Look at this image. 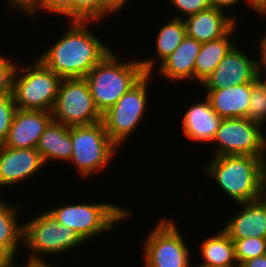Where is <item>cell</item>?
<instances>
[{"instance_id":"19","label":"cell","mask_w":266,"mask_h":267,"mask_svg":"<svg viewBox=\"0 0 266 267\" xmlns=\"http://www.w3.org/2000/svg\"><path fill=\"white\" fill-rule=\"evenodd\" d=\"M205 91L206 98L218 116L223 119L246 118L251 97V83Z\"/></svg>"},{"instance_id":"21","label":"cell","mask_w":266,"mask_h":267,"mask_svg":"<svg viewBox=\"0 0 266 267\" xmlns=\"http://www.w3.org/2000/svg\"><path fill=\"white\" fill-rule=\"evenodd\" d=\"M236 28L235 25L225 36L219 39L202 43L195 61V81H197L195 83L201 85L236 45L232 38Z\"/></svg>"},{"instance_id":"25","label":"cell","mask_w":266,"mask_h":267,"mask_svg":"<svg viewBox=\"0 0 266 267\" xmlns=\"http://www.w3.org/2000/svg\"><path fill=\"white\" fill-rule=\"evenodd\" d=\"M38 10L73 20V0H27L17 11L33 18Z\"/></svg>"},{"instance_id":"40","label":"cell","mask_w":266,"mask_h":267,"mask_svg":"<svg viewBox=\"0 0 266 267\" xmlns=\"http://www.w3.org/2000/svg\"><path fill=\"white\" fill-rule=\"evenodd\" d=\"M260 10H266V0H251Z\"/></svg>"},{"instance_id":"24","label":"cell","mask_w":266,"mask_h":267,"mask_svg":"<svg viewBox=\"0 0 266 267\" xmlns=\"http://www.w3.org/2000/svg\"><path fill=\"white\" fill-rule=\"evenodd\" d=\"M156 57L161 64L166 60L181 44L186 36V26L183 19L171 18L161 26L155 35Z\"/></svg>"},{"instance_id":"23","label":"cell","mask_w":266,"mask_h":267,"mask_svg":"<svg viewBox=\"0 0 266 267\" xmlns=\"http://www.w3.org/2000/svg\"><path fill=\"white\" fill-rule=\"evenodd\" d=\"M0 195V244L15 258L23 245L24 224L19 223L20 205L8 204ZM13 205V206H12ZM18 212V213H17ZM22 243V244H21ZM18 252V253H17Z\"/></svg>"},{"instance_id":"14","label":"cell","mask_w":266,"mask_h":267,"mask_svg":"<svg viewBox=\"0 0 266 267\" xmlns=\"http://www.w3.org/2000/svg\"><path fill=\"white\" fill-rule=\"evenodd\" d=\"M52 120L50 111L17 108L3 145L11 148H36L40 136Z\"/></svg>"},{"instance_id":"22","label":"cell","mask_w":266,"mask_h":267,"mask_svg":"<svg viewBox=\"0 0 266 267\" xmlns=\"http://www.w3.org/2000/svg\"><path fill=\"white\" fill-rule=\"evenodd\" d=\"M219 230L201 243V264L208 267H239L235 258L234 241L223 229Z\"/></svg>"},{"instance_id":"16","label":"cell","mask_w":266,"mask_h":267,"mask_svg":"<svg viewBox=\"0 0 266 267\" xmlns=\"http://www.w3.org/2000/svg\"><path fill=\"white\" fill-rule=\"evenodd\" d=\"M222 120L205 97L204 102L199 101L186 109L181 122L183 134L191 142L212 143Z\"/></svg>"},{"instance_id":"30","label":"cell","mask_w":266,"mask_h":267,"mask_svg":"<svg viewBox=\"0 0 266 267\" xmlns=\"http://www.w3.org/2000/svg\"><path fill=\"white\" fill-rule=\"evenodd\" d=\"M0 55V96L12 94L13 75L17 62ZM15 62V63H14Z\"/></svg>"},{"instance_id":"8","label":"cell","mask_w":266,"mask_h":267,"mask_svg":"<svg viewBox=\"0 0 266 267\" xmlns=\"http://www.w3.org/2000/svg\"><path fill=\"white\" fill-rule=\"evenodd\" d=\"M151 76L152 74H145L102 114L105 130L118 147L124 145L126 139L138 128L148 111L149 81L154 79Z\"/></svg>"},{"instance_id":"1","label":"cell","mask_w":266,"mask_h":267,"mask_svg":"<svg viewBox=\"0 0 266 267\" xmlns=\"http://www.w3.org/2000/svg\"><path fill=\"white\" fill-rule=\"evenodd\" d=\"M68 21L67 31L37 58L62 79L85 78L112 48L90 31L98 21Z\"/></svg>"},{"instance_id":"20","label":"cell","mask_w":266,"mask_h":267,"mask_svg":"<svg viewBox=\"0 0 266 267\" xmlns=\"http://www.w3.org/2000/svg\"><path fill=\"white\" fill-rule=\"evenodd\" d=\"M36 149L45 166L55 160L68 163L73 152L71 126L52 120L40 136Z\"/></svg>"},{"instance_id":"32","label":"cell","mask_w":266,"mask_h":267,"mask_svg":"<svg viewBox=\"0 0 266 267\" xmlns=\"http://www.w3.org/2000/svg\"><path fill=\"white\" fill-rule=\"evenodd\" d=\"M210 7L216 8L221 11H226L227 8L235 7L239 3L243 1L246 2L248 7L253 8L256 14L264 15L266 14V10H260L251 0H208ZM241 1V2H240Z\"/></svg>"},{"instance_id":"3","label":"cell","mask_w":266,"mask_h":267,"mask_svg":"<svg viewBox=\"0 0 266 267\" xmlns=\"http://www.w3.org/2000/svg\"><path fill=\"white\" fill-rule=\"evenodd\" d=\"M265 163L266 157L225 155L214 156L203 168L223 193L236 203H243L260 199L261 175Z\"/></svg>"},{"instance_id":"6","label":"cell","mask_w":266,"mask_h":267,"mask_svg":"<svg viewBox=\"0 0 266 267\" xmlns=\"http://www.w3.org/2000/svg\"><path fill=\"white\" fill-rule=\"evenodd\" d=\"M34 58L32 64L21 68L17 64L15 68L12 86L15 105L22 110L52 112L62 78Z\"/></svg>"},{"instance_id":"26","label":"cell","mask_w":266,"mask_h":267,"mask_svg":"<svg viewBox=\"0 0 266 267\" xmlns=\"http://www.w3.org/2000/svg\"><path fill=\"white\" fill-rule=\"evenodd\" d=\"M114 13L105 0H73V20L102 22Z\"/></svg>"},{"instance_id":"4","label":"cell","mask_w":266,"mask_h":267,"mask_svg":"<svg viewBox=\"0 0 266 267\" xmlns=\"http://www.w3.org/2000/svg\"><path fill=\"white\" fill-rule=\"evenodd\" d=\"M24 224L23 247L29 252L27 262L37 266H51L45 261L48 254L66 253L85 241L73 230L58 223L46 210Z\"/></svg>"},{"instance_id":"37","label":"cell","mask_w":266,"mask_h":267,"mask_svg":"<svg viewBox=\"0 0 266 267\" xmlns=\"http://www.w3.org/2000/svg\"><path fill=\"white\" fill-rule=\"evenodd\" d=\"M259 58L260 59L258 61V76L266 83V57H259Z\"/></svg>"},{"instance_id":"10","label":"cell","mask_w":266,"mask_h":267,"mask_svg":"<svg viewBox=\"0 0 266 267\" xmlns=\"http://www.w3.org/2000/svg\"><path fill=\"white\" fill-rule=\"evenodd\" d=\"M53 120L67 126L92 125L102 121L85 78H63L55 105Z\"/></svg>"},{"instance_id":"33","label":"cell","mask_w":266,"mask_h":267,"mask_svg":"<svg viewBox=\"0 0 266 267\" xmlns=\"http://www.w3.org/2000/svg\"><path fill=\"white\" fill-rule=\"evenodd\" d=\"M15 257L0 244V267H10L15 262Z\"/></svg>"},{"instance_id":"12","label":"cell","mask_w":266,"mask_h":267,"mask_svg":"<svg viewBox=\"0 0 266 267\" xmlns=\"http://www.w3.org/2000/svg\"><path fill=\"white\" fill-rule=\"evenodd\" d=\"M235 45L201 84L204 89H222L251 83L258 77L259 59L248 56ZM251 57V58H250Z\"/></svg>"},{"instance_id":"31","label":"cell","mask_w":266,"mask_h":267,"mask_svg":"<svg viewBox=\"0 0 266 267\" xmlns=\"http://www.w3.org/2000/svg\"><path fill=\"white\" fill-rule=\"evenodd\" d=\"M172 8H175L179 13L184 16H174V18H187L189 16L195 15L201 11L207 10L210 8L208 0H169Z\"/></svg>"},{"instance_id":"5","label":"cell","mask_w":266,"mask_h":267,"mask_svg":"<svg viewBox=\"0 0 266 267\" xmlns=\"http://www.w3.org/2000/svg\"><path fill=\"white\" fill-rule=\"evenodd\" d=\"M129 209L107 202L64 204L47 210L55 220L76 232L84 241L112 231L114 226L132 215Z\"/></svg>"},{"instance_id":"29","label":"cell","mask_w":266,"mask_h":267,"mask_svg":"<svg viewBox=\"0 0 266 267\" xmlns=\"http://www.w3.org/2000/svg\"><path fill=\"white\" fill-rule=\"evenodd\" d=\"M16 110L13 94L0 96V145L6 141Z\"/></svg>"},{"instance_id":"9","label":"cell","mask_w":266,"mask_h":267,"mask_svg":"<svg viewBox=\"0 0 266 267\" xmlns=\"http://www.w3.org/2000/svg\"><path fill=\"white\" fill-rule=\"evenodd\" d=\"M180 232L171 218L159 220L144 242V267H188L191 250Z\"/></svg>"},{"instance_id":"36","label":"cell","mask_w":266,"mask_h":267,"mask_svg":"<svg viewBox=\"0 0 266 267\" xmlns=\"http://www.w3.org/2000/svg\"><path fill=\"white\" fill-rule=\"evenodd\" d=\"M260 199L266 204V163L261 175Z\"/></svg>"},{"instance_id":"2","label":"cell","mask_w":266,"mask_h":267,"mask_svg":"<svg viewBox=\"0 0 266 267\" xmlns=\"http://www.w3.org/2000/svg\"><path fill=\"white\" fill-rule=\"evenodd\" d=\"M118 54L112 50L85 76L101 114L112 107L145 74L153 75L155 70L154 58H134L126 62L120 61Z\"/></svg>"},{"instance_id":"15","label":"cell","mask_w":266,"mask_h":267,"mask_svg":"<svg viewBox=\"0 0 266 267\" xmlns=\"http://www.w3.org/2000/svg\"><path fill=\"white\" fill-rule=\"evenodd\" d=\"M238 204L240 211L234 212L222 229L233 241L248 237L266 238V204L261 199Z\"/></svg>"},{"instance_id":"39","label":"cell","mask_w":266,"mask_h":267,"mask_svg":"<svg viewBox=\"0 0 266 267\" xmlns=\"http://www.w3.org/2000/svg\"><path fill=\"white\" fill-rule=\"evenodd\" d=\"M11 9L16 11L27 1V0H7Z\"/></svg>"},{"instance_id":"34","label":"cell","mask_w":266,"mask_h":267,"mask_svg":"<svg viewBox=\"0 0 266 267\" xmlns=\"http://www.w3.org/2000/svg\"><path fill=\"white\" fill-rule=\"evenodd\" d=\"M239 267H266V254L243 262Z\"/></svg>"},{"instance_id":"11","label":"cell","mask_w":266,"mask_h":267,"mask_svg":"<svg viewBox=\"0 0 266 267\" xmlns=\"http://www.w3.org/2000/svg\"><path fill=\"white\" fill-rule=\"evenodd\" d=\"M264 127L247 118H224L212 144L216 155H252L266 157Z\"/></svg>"},{"instance_id":"41","label":"cell","mask_w":266,"mask_h":267,"mask_svg":"<svg viewBox=\"0 0 266 267\" xmlns=\"http://www.w3.org/2000/svg\"><path fill=\"white\" fill-rule=\"evenodd\" d=\"M16 263H17V261H15L10 267H39L35 264H30L28 262H26L25 264L22 263V265H21V263L20 264H16Z\"/></svg>"},{"instance_id":"7","label":"cell","mask_w":266,"mask_h":267,"mask_svg":"<svg viewBox=\"0 0 266 267\" xmlns=\"http://www.w3.org/2000/svg\"><path fill=\"white\" fill-rule=\"evenodd\" d=\"M71 142L73 152L69 163L74 164L83 178L105 170L119 149L108 136L102 121L92 125L71 126Z\"/></svg>"},{"instance_id":"28","label":"cell","mask_w":266,"mask_h":267,"mask_svg":"<svg viewBox=\"0 0 266 267\" xmlns=\"http://www.w3.org/2000/svg\"><path fill=\"white\" fill-rule=\"evenodd\" d=\"M235 258L238 266L255 257L266 254V238L248 237L245 239H236Z\"/></svg>"},{"instance_id":"38","label":"cell","mask_w":266,"mask_h":267,"mask_svg":"<svg viewBox=\"0 0 266 267\" xmlns=\"http://www.w3.org/2000/svg\"><path fill=\"white\" fill-rule=\"evenodd\" d=\"M259 51L260 55L259 57H266V33L263 35V37L259 40Z\"/></svg>"},{"instance_id":"18","label":"cell","mask_w":266,"mask_h":267,"mask_svg":"<svg viewBox=\"0 0 266 267\" xmlns=\"http://www.w3.org/2000/svg\"><path fill=\"white\" fill-rule=\"evenodd\" d=\"M202 43L194 38L185 36L179 47L164 60L157 73L160 77L167 80L185 82L189 80L195 81V61L199 54Z\"/></svg>"},{"instance_id":"17","label":"cell","mask_w":266,"mask_h":267,"mask_svg":"<svg viewBox=\"0 0 266 267\" xmlns=\"http://www.w3.org/2000/svg\"><path fill=\"white\" fill-rule=\"evenodd\" d=\"M225 15V12L210 7L207 10L184 18L186 35L200 43L213 41L225 36L237 25L234 15Z\"/></svg>"},{"instance_id":"42","label":"cell","mask_w":266,"mask_h":267,"mask_svg":"<svg viewBox=\"0 0 266 267\" xmlns=\"http://www.w3.org/2000/svg\"><path fill=\"white\" fill-rule=\"evenodd\" d=\"M188 267H208V266H204V265H202L200 263H199V265H193L192 266L191 263H190Z\"/></svg>"},{"instance_id":"27","label":"cell","mask_w":266,"mask_h":267,"mask_svg":"<svg viewBox=\"0 0 266 267\" xmlns=\"http://www.w3.org/2000/svg\"><path fill=\"white\" fill-rule=\"evenodd\" d=\"M246 118L266 127L264 126L266 125V83L259 76L251 82V97Z\"/></svg>"},{"instance_id":"13","label":"cell","mask_w":266,"mask_h":267,"mask_svg":"<svg viewBox=\"0 0 266 267\" xmlns=\"http://www.w3.org/2000/svg\"><path fill=\"white\" fill-rule=\"evenodd\" d=\"M45 166L36 148L0 145V188L16 185L37 174Z\"/></svg>"},{"instance_id":"35","label":"cell","mask_w":266,"mask_h":267,"mask_svg":"<svg viewBox=\"0 0 266 267\" xmlns=\"http://www.w3.org/2000/svg\"><path fill=\"white\" fill-rule=\"evenodd\" d=\"M105 1H106V4L115 13H118L120 10H123L124 9V7L126 6L125 4L129 3L130 0H105Z\"/></svg>"}]
</instances>
